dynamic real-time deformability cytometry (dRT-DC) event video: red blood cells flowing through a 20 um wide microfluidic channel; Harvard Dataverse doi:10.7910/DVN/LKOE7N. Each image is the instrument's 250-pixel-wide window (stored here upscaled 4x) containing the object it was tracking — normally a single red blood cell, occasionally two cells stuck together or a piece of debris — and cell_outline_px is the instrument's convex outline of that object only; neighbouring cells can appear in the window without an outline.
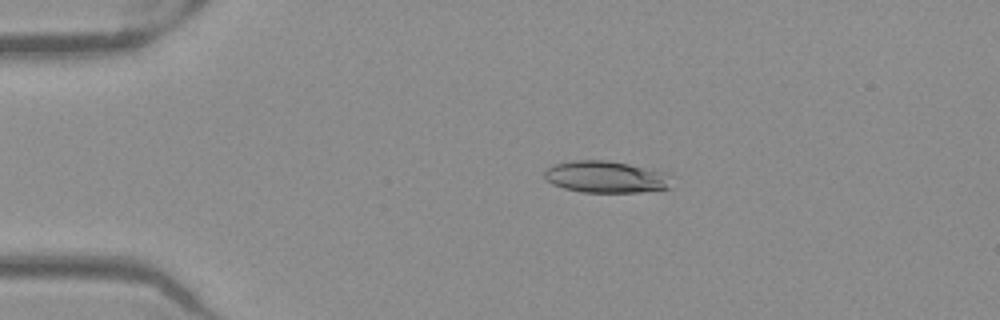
{"species": "Egyptian fruit bat (a non-hibernating species)", "species_latin": "Rousettus aegyptiacus", "temperature_condition": "warm", "stored_images_in_passage": 52, "camera_frame_rate_fps": 3000, "um_per_image_px": 0.085, "frame": {"image": 1, "passage_image": 11, "time_ms": 3.333, "image_size_px": [1000, 320], "cell_outline_px": [[672, 188], [640, 192], [580, 192], [564, 188], [552, 184], [544, 176], [544, 172], [552, 164], [572, 160], [604, 160], [628, 164], [668, 172]], "centroid_in_image_um": [51.52, 15.04], "position_along_channel_um": 33.5, "area_um2": 23.7}}
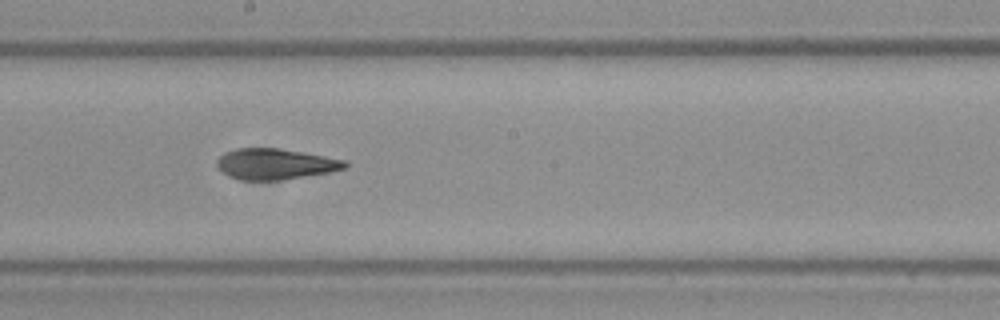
{"frame": {"image": 2, "passage_image": 29, "time_ms": 9.333, "image_size_px": [1000, 320], "cell_outline_px": [[348, 168], [332, 172], [280, 180], [240, 180], [228, 176], [216, 168], [216, 160], [224, 152], [236, 148], [280, 148], [304, 152], [348, 160]], "centroid_in_image_um": [23.41, 13.94], "position_along_channel_um": 224.8, "area_um2": 23.47}}
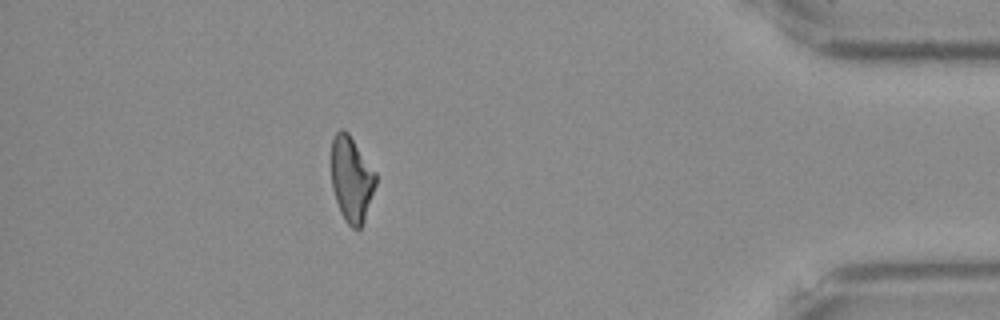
{"frame": {"image": 3, "passage_image": 46, "time_ms": 15.0, "image_size_px": [1000, 320], "cell_outline_px": [[376, 184], [364, 220], [360, 228], [352, 228], [344, 220], [340, 212], [332, 188], [332, 140], [336, 132], [340, 128], [344, 128], [348, 132], [376, 172]], "centroid_in_image_um": [29.87, 15.21], "position_along_channel_um": 405.3, "area_um2": 22.02}, "authors_computed_cell_mechanics": {"area_um2": 23.2645, "velocity_mm_per_s": 3.9974, "shape_relaxation_time_tau1_ms": null, "shape_relaxation_time_tau2_ms": 3.7524, "deformation_change_tau1": null, "deformation_change_tau2": 0.1363}}